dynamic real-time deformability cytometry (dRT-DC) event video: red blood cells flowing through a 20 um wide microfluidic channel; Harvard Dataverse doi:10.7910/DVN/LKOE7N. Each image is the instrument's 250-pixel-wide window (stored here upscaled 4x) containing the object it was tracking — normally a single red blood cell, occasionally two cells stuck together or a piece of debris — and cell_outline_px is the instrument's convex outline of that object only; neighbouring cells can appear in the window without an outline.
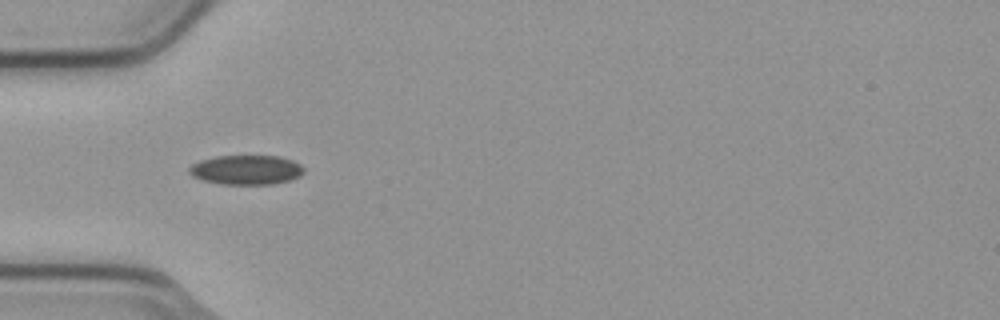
{"species": "common noctule bat (a hibernating species)", "species_latin": "Nyctalus noctula", "temperature_condition": "cold", "stored_images_in_passage": 6, "camera_frame_rate_fps": 3000, "um_per_image_px": 0.085, "animal": {"sex": "male", "body_mass_g": 23.1, "forearm_length_mm": 52.7}, "frame": {"image": 1, "passage_image": 6, "time_ms": 1.667, "image_size_px": [1000, 320], "cell_outline_px": [[304, 172], [300, 176], [288, 180], [272, 184], [220, 184], [204, 180], [192, 176], [188, 172], [188, 168], [192, 164], [200, 160], [216, 156], [280, 156], [292, 160], [300, 164], [304, 168]], "centroid_in_image_um": [20.92, 14.43], "position_along_channel_um": 64.1, "area_um2": 19.71}}